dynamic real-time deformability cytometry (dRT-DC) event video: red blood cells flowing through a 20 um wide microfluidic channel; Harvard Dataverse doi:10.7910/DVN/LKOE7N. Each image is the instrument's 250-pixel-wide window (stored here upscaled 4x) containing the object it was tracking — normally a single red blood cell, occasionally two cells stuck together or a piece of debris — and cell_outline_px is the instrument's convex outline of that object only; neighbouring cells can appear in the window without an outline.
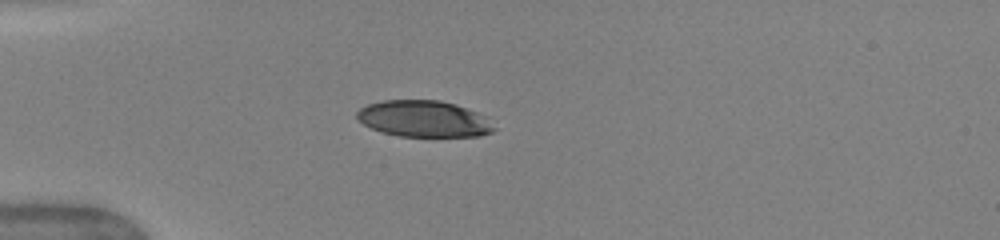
{"species": "human", "species_latin": "Homo sapiens", "temperature_condition": "warm", "stored_images_in_passage": 16, "camera_frame_rate_fps": 3000, "um_per_image_px": 0.085, "donor": {"sex": "female"}, "frame": {"image": 1, "passage_image": 12, "time_ms": 5.0, "image_size_px": [1000, 240], "cell_outline_px": [[496, 128], [492, 132], [480, 136], [400, 136], [384, 132], [372, 128], [364, 124], [356, 116], [356, 112], [360, 108], [368, 104], [384, 100], [440, 100], [456, 104], [476, 112]], "centroid_in_image_um": [36.0, 10.09], "position_along_channel_um": 49.0, "area_um2": 28.67}}